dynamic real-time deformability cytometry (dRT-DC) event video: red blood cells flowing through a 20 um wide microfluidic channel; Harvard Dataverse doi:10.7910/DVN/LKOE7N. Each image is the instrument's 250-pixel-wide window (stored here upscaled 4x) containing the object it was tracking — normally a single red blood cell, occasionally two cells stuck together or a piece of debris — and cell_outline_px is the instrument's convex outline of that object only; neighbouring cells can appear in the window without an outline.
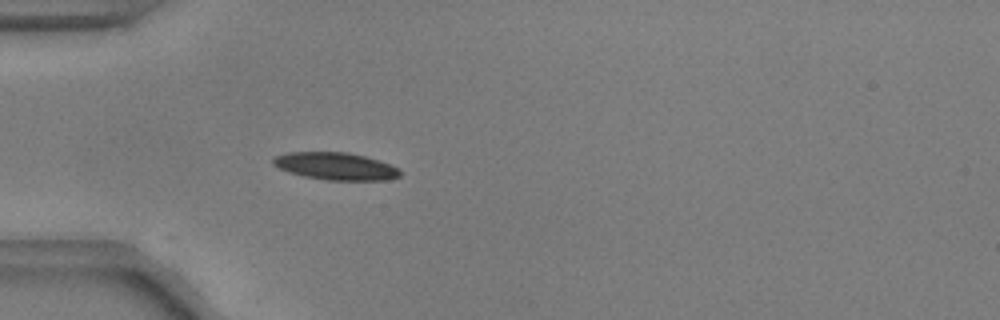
{"species": "common noctule bat (a hibernating species)", "species_latin": "Nyctalus noctula", "temperature_condition": "warm", "stored_images_in_passage": 40, "camera_frame_rate_fps": 3000, "um_per_image_px": 0.085, "animal": {"sex": "male", "body_mass_g": 17.9, "forearm_length_mm": 54.2}, "frame": {"image": 1, "passage_image": 1, "time_ms": 0.0, "image_size_px": [1000, 320], "cell_outline_px": [[400, 176], [388, 180], [328, 180], [304, 176], [288, 172], [272, 164], [272, 160], [276, 156], [288, 152], [348, 152], [380, 160], [400, 168]], "centroid_in_image_um": [28.56, 14.12], "position_along_channel_um": 56.4, "area_um2": 20.29}}
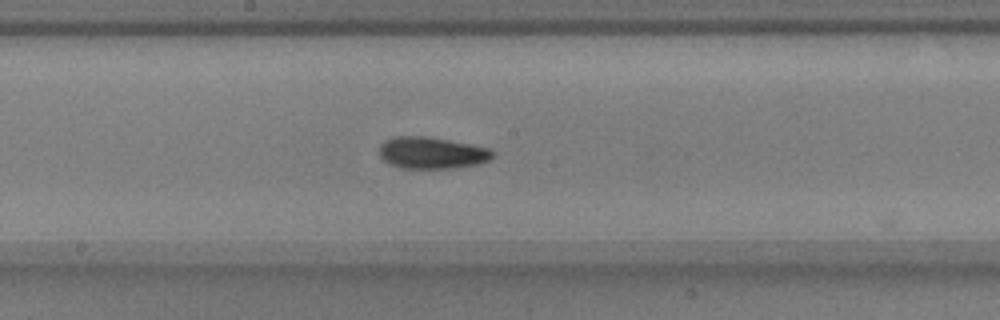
{"frame": {"image": 2, "passage_image": 14, "time_ms": 4.333, "image_size_px": [1000, 320], "cell_outline_px": [[496, 156], [488, 160], [476, 164], [452, 168], [400, 168], [388, 164], [380, 156], [380, 144], [384, 140], [396, 136], [424, 136], [448, 140], [492, 148], [496, 152]], "centroid_in_image_um": [36.72, 12.99], "position_along_channel_um": 211.5, "area_um2": 21.1}}
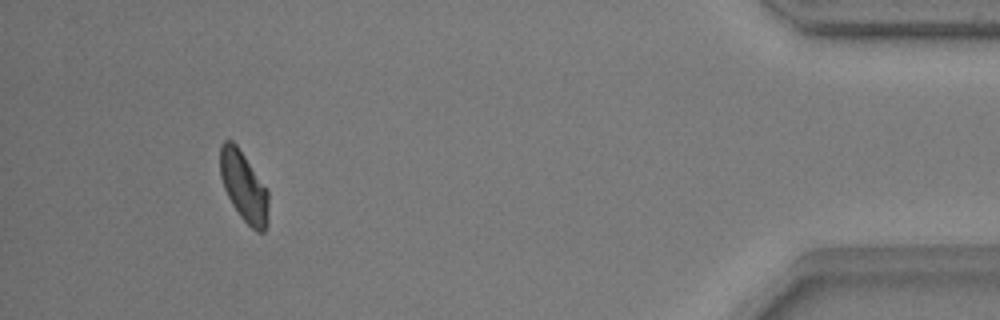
{"frame": {"image": 3, "passage_image": 35, "time_ms": 11.333, "image_size_px": [1000, 320], "cell_outline_px": [[268, 220], [264, 232], [256, 232], [240, 216], [232, 204], [224, 188], [220, 176], [220, 144], [224, 140], [232, 140], [236, 144], [268, 188]], "centroid_in_image_um": [20.73, 15.84], "position_along_channel_um": 414.5, "area_um2": 19.88}, "authors_computed_cell_mechanics": {"area_um2": 20.4034, "velocity_mm_per_s": 3.7321, "shape_relaxation_time_tau1_ms": null, "shape_relaxation_time_tau2_ms": 3.4449, "deformation_change_tau1": null, "deformation_change_tau2": 0.063}}